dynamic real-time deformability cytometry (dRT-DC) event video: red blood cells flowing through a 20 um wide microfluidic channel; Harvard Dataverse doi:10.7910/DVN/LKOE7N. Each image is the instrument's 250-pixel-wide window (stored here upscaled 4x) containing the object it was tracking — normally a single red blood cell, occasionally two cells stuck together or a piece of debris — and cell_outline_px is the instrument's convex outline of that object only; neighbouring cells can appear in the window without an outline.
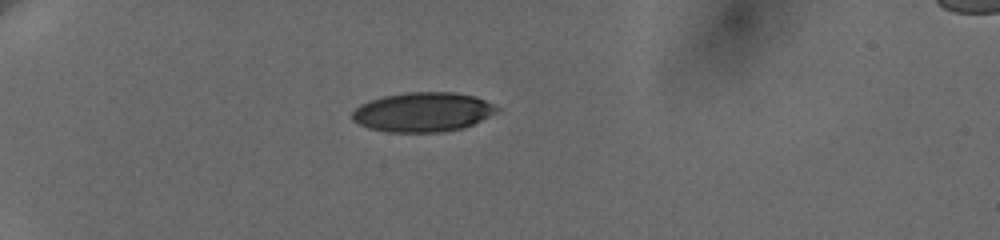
{"species": "human", "species_latin": "Homo sapiens", "temperature_condition": "cold", "stored_images_in_passage": 41, "camera_frame_rate_fps": 3000, "um_per_image_px": 0.085, "donor": {"sex": "female"}, "frame": {"image": 1, "passage_image": 1, "time_ms": 0.0, "image_size_px": [1000, 240], "cell_outline_px": [[500, 108], [496, 112], [464, 128], [440, 132], [384, 132], [368, 128], [356, 124], [352, 120], [352, 112], [360, 104], [368, 100], [384, 96], [408, 92], [452, 92], [476, 96]], "centroid_in_image_um": [35.89, 9.53], "position_along_channel_um": 49.1, "area_um2": 33.35}}
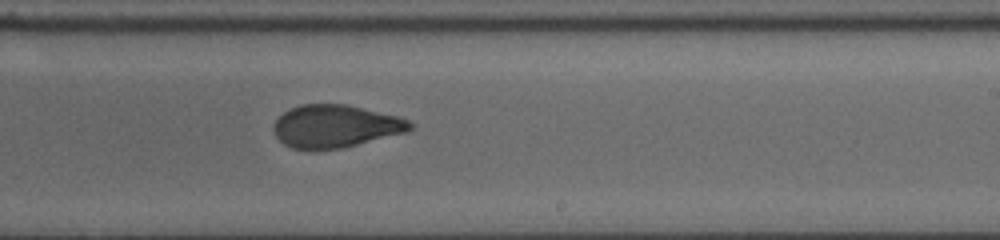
{"frame": {"image": 2, "passage_image": 22, "time_ms": 7.0, "image_size_px": [1000, 240], "cell_outline_px": [[412, 128], [404, 132], [340, 148], [292, 148], [284, 144], [276, 136], [272, 128], [272, 124], [284, 112], [300, 104], [344, 104], [396, 116], [408, 120], [412, 124]], "centroid_in_image_um": [28.45, 10.71], "position_along_channel_um": 260.5, "area_um2": 33.06}}
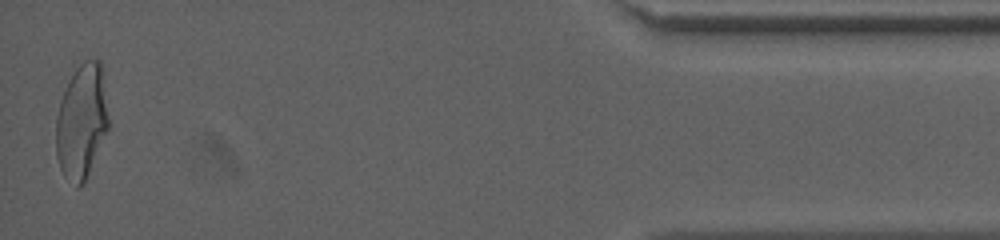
{"frame": {"image": 3, "passage_image": 41, "time_ms": 13.333, "image_size_px": [1000, 240], "cell_outline_px": [[108, 128], [88, 172], [80, 188], [76, 188], [64, 176], [60, 168], [56, 156], [56, 116], [60, 100], [72, 64], [84, 60], [100, 60], [104, 68], [108, 120]], "centroid_in_image_um": [6.91, 10.2], "position_along_channel_um": 428.3, "area_um2": 35.84}, "authors_computed_cell_mechanics": {"area_um2": 34.7378, "velocity_mm_per_s": 3.6427, "shape_relaxation_time_tau1_ms": 7.2453, "shape_relaxation_time_tau2_ms": 1.4705, "deformation_change_tau1": 0.2039, "deformation_change_tau2": 0.0738}}